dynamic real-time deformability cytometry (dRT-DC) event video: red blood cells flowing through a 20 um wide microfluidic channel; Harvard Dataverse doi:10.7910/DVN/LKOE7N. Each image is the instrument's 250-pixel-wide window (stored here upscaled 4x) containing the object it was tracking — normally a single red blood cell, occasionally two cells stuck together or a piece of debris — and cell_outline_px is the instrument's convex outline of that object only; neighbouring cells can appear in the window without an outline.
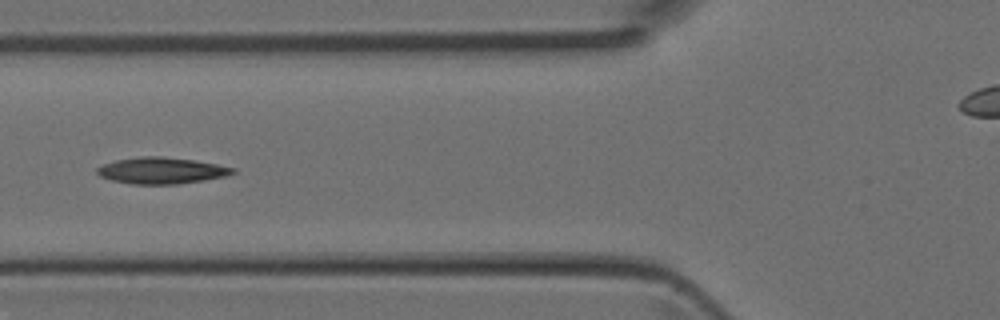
{"species": "Egyptian fruit bat (a non-hibernating species)", "species_latin": "Rousettus aegyptiacus", "temperature_condition": "room temperature", "stored_images_in_passage": 6, "camera_frame_rate_fps": 3000, "um_per_image_px": 0.085, "animal": {"sex": "female"}, "frame": {"image": 1, "passage_image": 6, "time_ms": 1.667, "image_size_px": [1000, 320], "cell_outline_px": [[236, 172], [224, 176], [204, 180], [176, 184], [132, 184], [112, 180], [100, 176], [96, 172], [96, 168], [104, 164], [116, 160], [140, 156], [160, 156], [192, 160], [216, 164], [236, 168]], "centroid_in_image_um": [13.71, 14.5], "position_along_channel_um": 112.1, "area_um2": 20.69}}